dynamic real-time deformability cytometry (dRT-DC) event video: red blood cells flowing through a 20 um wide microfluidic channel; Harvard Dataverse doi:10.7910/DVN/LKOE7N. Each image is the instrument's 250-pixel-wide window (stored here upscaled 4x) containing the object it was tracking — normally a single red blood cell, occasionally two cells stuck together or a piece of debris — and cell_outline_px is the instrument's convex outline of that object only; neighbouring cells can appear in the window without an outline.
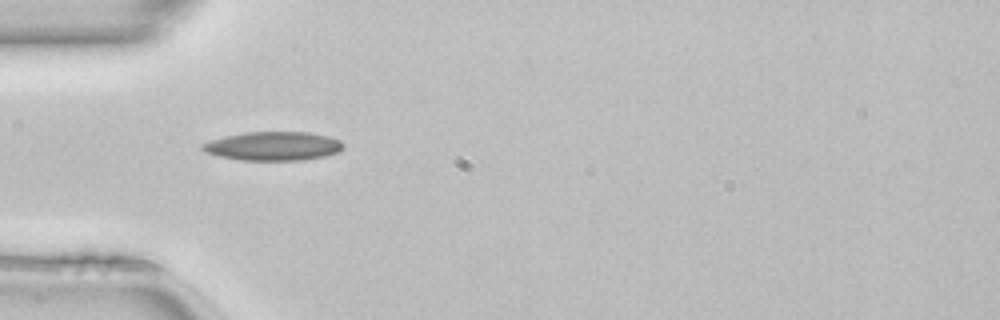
{"species": "common noctule bat (a hibernating species)", "species_latin": "Nyctalus noctula", "temperature_condition": "room temperature", "stored_images_in_passage": 30, "camera_frame_rate_fps": 3000, "um_per_image_px": 0.085, "animal": {"sex": "female", "body_mass_g": 22.7, "forearm_length_mm": 54.2}, "frame": {"image": 1, "passage_image": 1, "time_ms": 0.0, "image_size_px": [1000, 320], "cell_outline_px": [[344, 144], [340, 152], [324, 156], [304, 160], [240, 160], [220, 156], [204, 152], [200, 148], [200, 144], [212, 140], [244, 132], [308, 132], [328, 136], [340, 140]], "centroid_in_image_um": [23.23, 12.42], "position_along_channel_um": 61.8, "area_um2": 23.64}}